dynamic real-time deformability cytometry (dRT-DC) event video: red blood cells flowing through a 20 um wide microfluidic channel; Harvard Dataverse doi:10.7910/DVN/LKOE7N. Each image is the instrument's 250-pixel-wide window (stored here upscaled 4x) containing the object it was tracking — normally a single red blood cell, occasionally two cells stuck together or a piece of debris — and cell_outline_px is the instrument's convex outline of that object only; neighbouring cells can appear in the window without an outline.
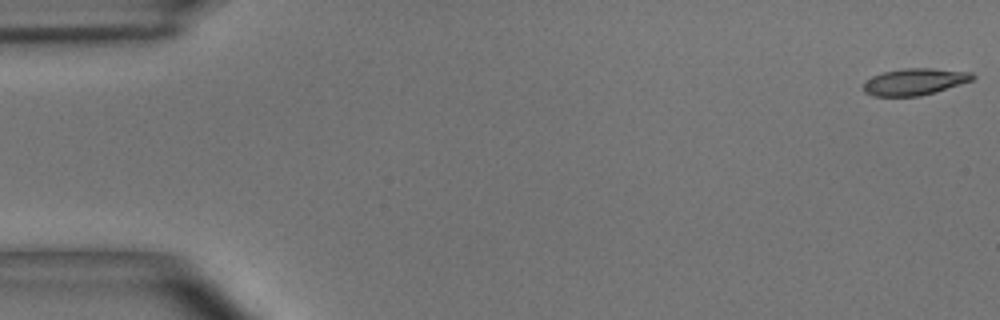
{"species": "common noctule bat (a hibernating species)", "species_latin": "Nyctalus noctula", "temperature_condition": "room temperature", "stored_images_in_passage": 54, "camera_frame_rate_fps": 3000, "um_per_image_px": 0.085, "animal": {"sex": "male", "body_mass_g": 15.6}, "frame": {"image": 1, "passage_image": 1, "time_ms": 0.0, "image_size_px": [1000, 320], "cell_outline_px": [[976, 76], [972, 80], [936, 92], [920, 96], [872, 96], [864, 92], [864, 84], [872, 76], [884, 72], [904, 68], [928, 68], [972, 72]], "centroid_in_image_um": [77.76, 6.95], "position_along_channel_um": 7.2, "area_um2": 16.88}}
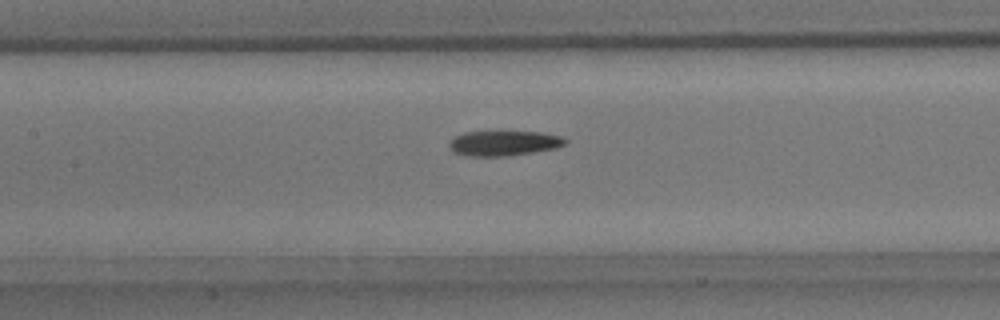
{"frame": {"image": 2, "passage_image": 25, "time_ms": 8.0, "image_size_px": [1000, 320], "cell_outline_px": [[568, 140], [564, 144], [556, 148], [508, 156], [472, 156], [456, 152], [448, 148], [448, 144], [452, 136], [464, 132], [496, 128], [540, 132], [560, 136]], "centroid_in_image_um": [42.77, 12.1], "position_along_channel_um": 164.6, "area_um2": 17.92}}
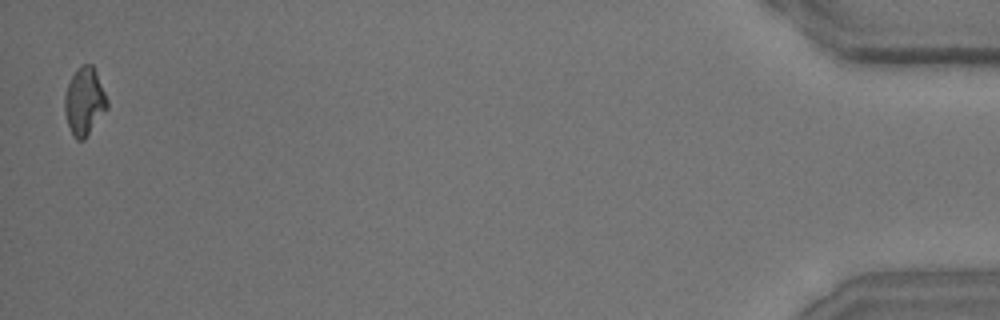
{"frame": {"image": 3, "passage_image": 54, "time_ms": 17.667, "image_size_px": [1000, 320], "cell_outline_px": [[108, 108], [84, 140], [76, 140], [68, 124], [64, 112], [64, 96], [68, 84], [72, 76], [80, 64], [92, 64], [96, 72], [108, 100]], "centroid_in_image_um": [7.18, 8.61], "position_along_channel_um": 428.0, "area_um2": 16.7}, "authors_computed_cell_mechanics": {"area_um2": 17.1666, "velocity_mm_per_s": 3.6628, "shape_relaxation_time_tau1_ms": 8.225, "shape_relaxation_time_tau2_ms": null, "deformation_change_tau1": 0.1912, "deformation_change_tau2": null}}